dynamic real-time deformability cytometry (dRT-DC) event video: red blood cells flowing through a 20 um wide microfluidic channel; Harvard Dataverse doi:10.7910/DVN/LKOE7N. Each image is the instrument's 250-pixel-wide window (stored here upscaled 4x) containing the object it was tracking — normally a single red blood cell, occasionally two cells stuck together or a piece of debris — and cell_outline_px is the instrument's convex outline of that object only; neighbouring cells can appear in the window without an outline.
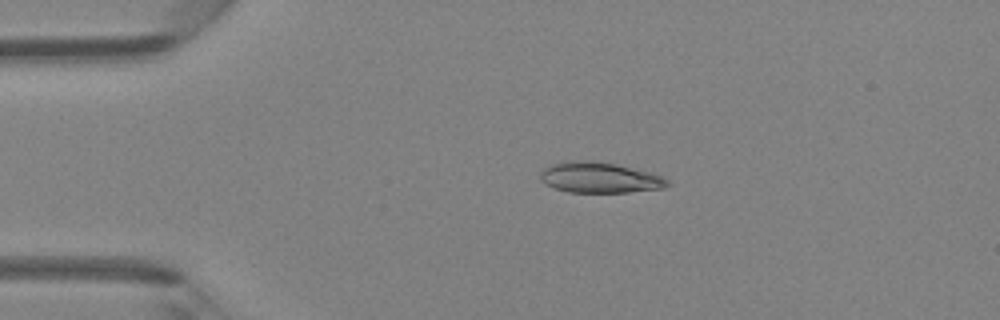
{"species": "Egyptian fruit bat (a non-hibernating species)", "species_latin": "Rousettus aegyptiacus", "temperature_condition": "room temperature", "stored_images_in_passage": 47, "camera_frame_rate_fps": 3000, "um_per_image_px": 0.085, "animal": {"sex": "female"}, "frame": {"image": 1, "passage_image": 10, "time_ms": 3.0, "image_size_px": [1000, 320], "cell_outline_px": [[672, 184], [664, 188], [628, 192], [568, 192], [552, 188], [544, 184], [540, 180], [540, 172], [544, 168], [552, 164], [568, 160], [592, 160], [616, 164], [664, 176]], "centroid_in_image_um": [50.94, 15.09], "position_along_channel_um": 34.1, "area_um2": 22.95}}
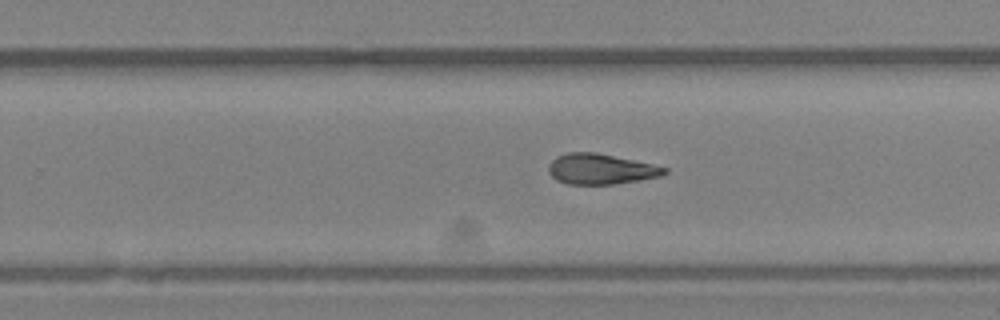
{"frame": {"image": 2, "passage_image": 30, "time_ms": 9.667, "image_size_px": [1000, 320], "cell_outline_px": [[668, 172], [660, 176], [640, 180], [616, 184], [568, 184], [556, 180], [548, 172], [548, 164], [556, 156], [568, 152], [596, 152], [652, 164], [668, 168]], "centroid_in_image_um": [51.04, 14.37], "position_along_channel_um": 278.8, "area_um2": 20.63}}
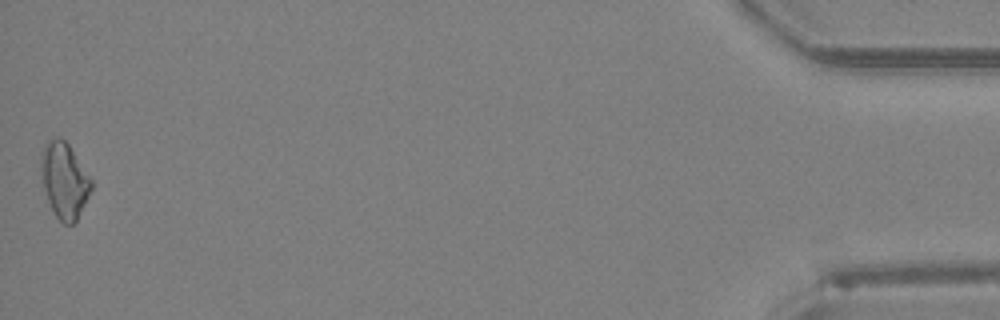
{"frame": {"image": 3, "passage_image": 47, "time_ms": 15.333, "image_size_px": [1000, 320], "cell_outline_px": [[92, 188], [76, 220], [72, 224], [64, 224], [56, 216], [48, 200], [44, 188], [40, 164], [40, 152], [44, 144], [48, 140], [56, 136], [60, 136], [68, 144], [92, 176]], "centroid_in_image_um": [5.47, 15.26], "position_along_channel_um": 429.7, "area_um2": 22.25}, "authors_computed_cell_mechanics": {"area_um2": 21.1548, "velocity_mm_per_s": 4.318, "shape_relaxation_time_tau1_ms": 11.2065, "shape_relaxation_time_tau2_ms": 8.7724, "deformation_change_tau1": 0.2485, "deformation_change_tau2": 0.202}}